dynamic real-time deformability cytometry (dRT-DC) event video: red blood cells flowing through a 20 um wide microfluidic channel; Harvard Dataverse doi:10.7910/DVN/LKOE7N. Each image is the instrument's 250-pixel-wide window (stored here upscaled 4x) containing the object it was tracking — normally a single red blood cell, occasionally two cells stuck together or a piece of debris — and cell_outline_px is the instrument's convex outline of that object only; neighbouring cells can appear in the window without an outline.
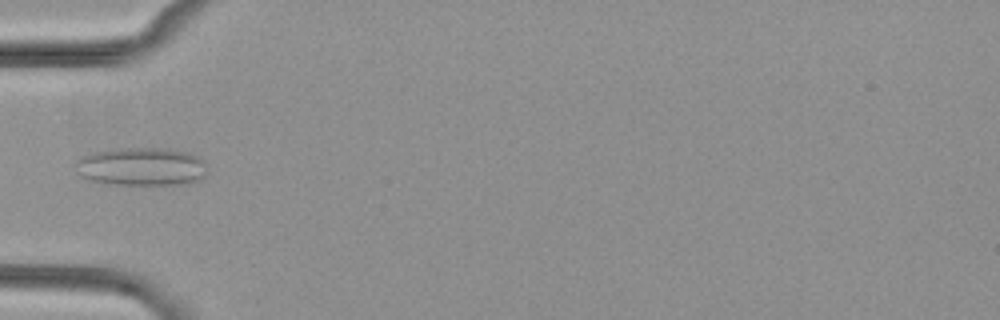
{"species": "common noctule bat (a hibernating species)", "species_latin": "Nyctalus noctula", "temperature_condition": "cold", "stored_images_in_passage": 3, "camera_frame_rate_fps": 3000, "um_per_image_px": 0.085, "animal": {"sex": "female", "body_mass_g": 29.2, "forearm_length_mm": 56.3}, "frame": {"image": 1, "passage_image": 3, "time_ms": 2.333, "image_size_px": [1000, 320], "cell_outline_px": [[208, 172], [200, 180], [192, 184], [108, 184], [92, 180], [80, 176], [72, 164], [80, 156], [92, 152], [112, 148], [168, 148], [188, 152], [204, 160]], "centroid_in_image_um": [12.01, 14.15], "position_along_channel_um": 73.0, "area_um2": 30.0}}